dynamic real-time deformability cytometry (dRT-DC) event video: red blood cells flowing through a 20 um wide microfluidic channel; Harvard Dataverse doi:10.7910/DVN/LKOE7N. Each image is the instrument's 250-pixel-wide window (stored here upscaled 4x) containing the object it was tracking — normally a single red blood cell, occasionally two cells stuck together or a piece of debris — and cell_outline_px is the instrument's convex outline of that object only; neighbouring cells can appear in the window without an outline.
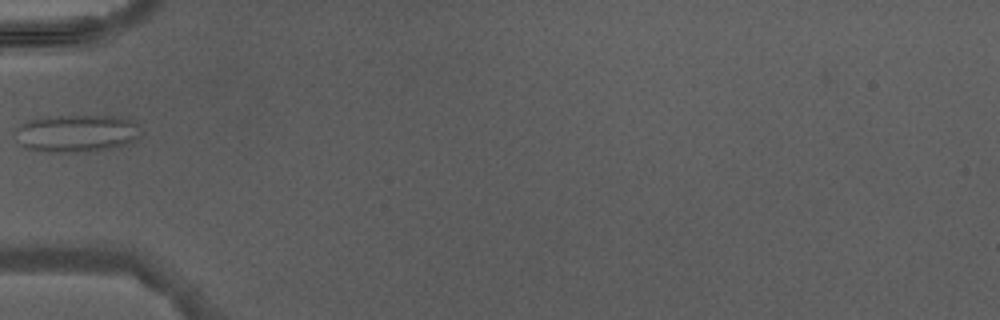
{"species": "Egyptian fruit bat (a non-hibernating species)", "species_latin": "Rousettus aegyptiacus", "temperature_condition": "warm", "stored_images_in_passage": 2, "camera_frame_rate_fps": 3000, "um_per_image_px": 0.085, "animal": {"sex": "male"}, "frame": {"image": 1, "passage_image": 2, "time_ms": 1.333, "image_size_px": [1000, 320], "cell_outline_px": [[140, 136], [136, 140], [128, 144], [92, 152], [48, 152], [24, 148], [12, 136], [12, 132], [20, 124], [28, 120], [40, 116], [112, 116], [132, 120], [136, 124]], "centroid_in_image_um": [6.42, 11.34], "position_along_channel_um": 78.6, "area_um2": 27.98}}